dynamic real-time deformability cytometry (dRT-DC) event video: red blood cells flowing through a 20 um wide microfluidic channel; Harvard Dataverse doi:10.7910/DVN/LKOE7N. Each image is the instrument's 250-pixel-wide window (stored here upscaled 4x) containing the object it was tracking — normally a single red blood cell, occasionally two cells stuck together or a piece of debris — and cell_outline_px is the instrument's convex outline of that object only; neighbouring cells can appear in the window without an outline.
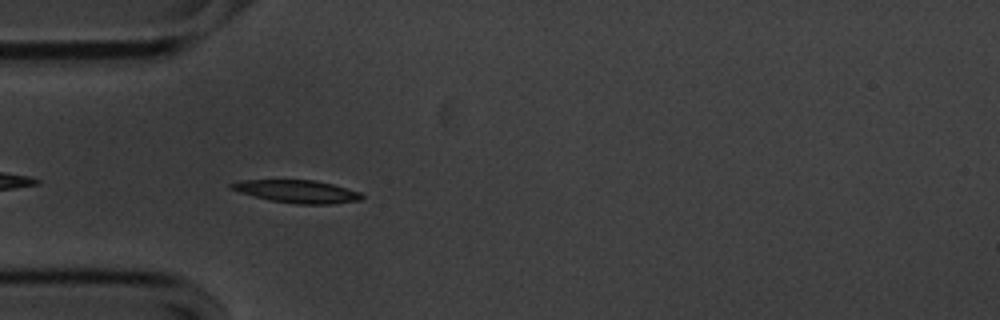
{"species": "common noctule bat (a hibernating species)", "species_latin": "Nyctalus noctula", "temperature_condition": "cold", "stored_images_in_passage": 13, "camera_frame_rate_fps": 3000, "um_per_image_px": 0.085, "animal": {"sex": "male", "body_mass_g": 20.1, "forearm_length_mm": 53.5}, "frame": {"image": 1, "passage_image": 3, "time_ms": 0.667, "image_size_px": [1000, 320], "cell_outline_px": [[364, 196], [360, 200], [332, 204], [296, 204], [272, 200], [240, 192], [228, 188], [228, 184], [240, 180], [316, 180], [332, 184], [360, 192]], "centroid_in_image_um": [25.25, 16.27], "position_along_channel_um": 59.7, "area_um2": 17.17}}
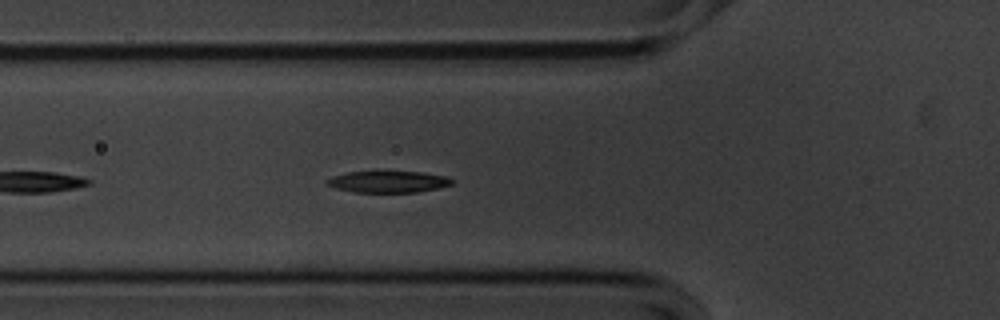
{"frame": {"image": 2, "passage_image": 6, "time_ms": 1.667, "image_size_px": [1000, 320], "cell_outline_px": [[452, 184], [436, 188], [416, 192], [352, 192], [336, 188], [324, 184], [324, 180], [332, 176], [348, 172], [424, 172], [448, 176], [452, 180]], "centroid_in_image_um": [32.95, 15.45], "position_along_channel_um": 92.9, "area_um2": 15.66}}